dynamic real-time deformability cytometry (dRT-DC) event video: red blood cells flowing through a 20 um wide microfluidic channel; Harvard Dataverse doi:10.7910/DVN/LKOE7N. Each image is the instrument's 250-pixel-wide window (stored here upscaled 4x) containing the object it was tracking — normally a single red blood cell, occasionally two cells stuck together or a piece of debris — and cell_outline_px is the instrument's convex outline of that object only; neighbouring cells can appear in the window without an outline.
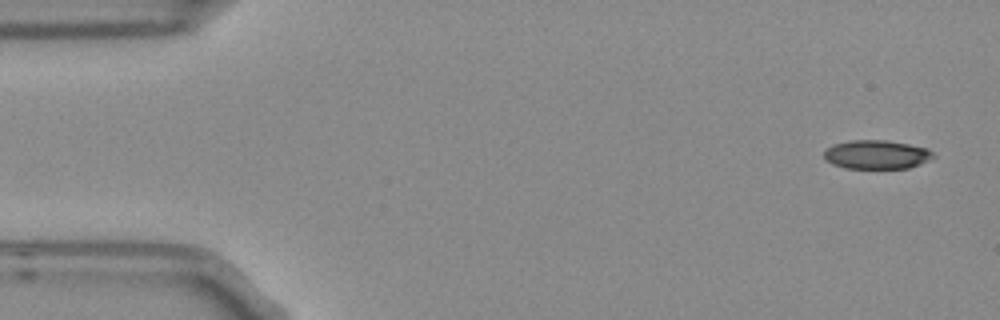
{"species": "Egyptian fruit bat (a non-hibernating species)", "species_latin": "Rousettus aegyptiacus", "temperature_condition": "room temperature", "stored_images_in_passage": 4, "camera_frame_rate_fps": 3000, "um_per_image_px": 0.085, "frame": {"image": 1, "passage_image": 1, "time_ms": 0.0, "image_size_px": [1000, 320], "cell_outline_px": [[936, 156], [920, 164], [908, 168], [844, 168], [832, 164], [824, 160], [824, 152], [832, 144], [852, 140], [884, 140], [908, 144], [928, 148]], "centroid_in_image_um": [74.49, 13.14], "position_along_channel_um": 10.5, "area_um2": 18.38}}
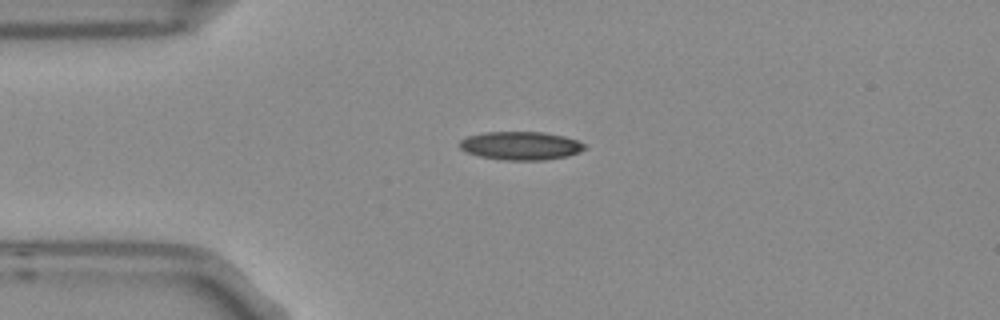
{"frame": {"image": 2, "passage_image": 3, "time_ms": 0.667, "image_size_px": [1000, 320], "cell_outline_px": [[588, 148], [568, 156], [544, 160], [504, 160], [480, 156], [468, 152], [460, 148], [460, 140], [468, 136], [484, 132], [544, 132], [564, 136], [576, 140], [584, 144]], "centroid_in_image_um": [44.28, 12.38], "position_along_channel_um": 40.7, "area_um2": 20.58}}